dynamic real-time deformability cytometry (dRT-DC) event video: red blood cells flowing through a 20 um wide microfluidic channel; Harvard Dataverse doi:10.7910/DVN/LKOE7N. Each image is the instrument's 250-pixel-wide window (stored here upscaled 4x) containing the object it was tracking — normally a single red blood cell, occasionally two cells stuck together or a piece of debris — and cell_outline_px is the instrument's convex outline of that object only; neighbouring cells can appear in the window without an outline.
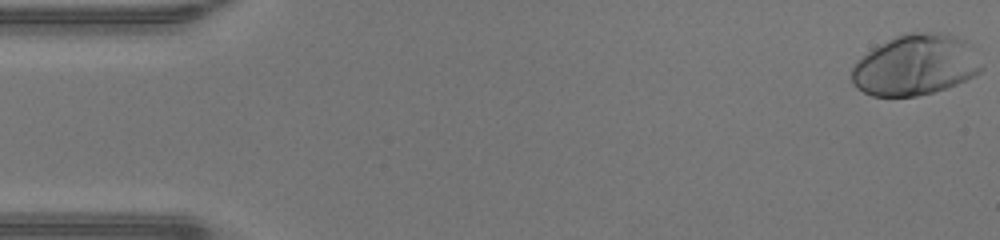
{"species": "human", "species_latin": "Homo sapiens", "temperature_condition": "warm", "stored_images_in_passage": 48, "camera_frame_rate_fps": 3000, "um_per_image_px": 0.085, "donor": {"sex": "male"}, "frame": {"image": 1, "passage_image": 1, "time_ms": 0.0, "image_size_px": [1000, 240], "cell_outline_px": [[984, 68], [980, 72], [956, 84], [932, 92], [916, 96], [872, 96], [856, 88], [852, 84], [852, 68], [856, 60], [872, 48], [896, 36], [908, 32], [948, 32], [968, 40], [972, 44]], "centroid_in_image_um": [77.83, 5.5], "position_along_channel_um": 7.2, "area_um2": 46.47}}
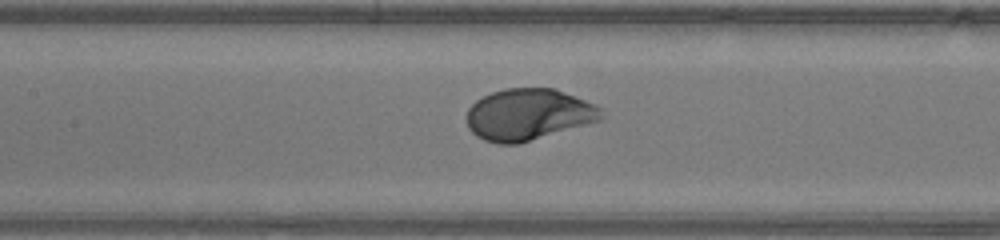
{"frame": {"image": 2, "passage_image": 22, "time_ms": 7.0, "image_size_px": [1000, 240], "cell_outline_px": [[604, 108], [600, 120], [516, 144], [500, 144], [484, 140], [476, 136], [468, 128], [468, 108], [476, 100], [492, 92], [504, 88], [556, 88], [596, 104]], "centroid_in_image_um": [44.92, 9.71], "position_along_channel_um": 162.5, "area_um2": 40.23}}
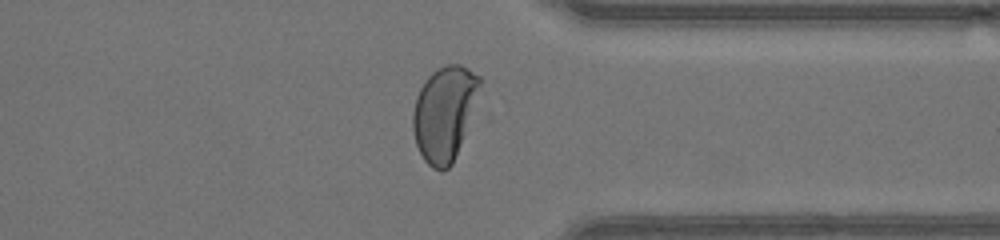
{"frame": {"image": 3, "passage_image": 37, "time_ms": 12.0, "image_size_px": [1000, 240], "cell_outline_px": [[484, 80], [452, 164], [448, 168], [432, 168], [424, 160], [416, 144], [412, 128], [412, 112], [416, 96], [424, 80], [432, 72], [448, 64], [460, 64], [468, 68], [480, 76]], "centroid_in_image_um": [37.76, 9.57], "position_along_channel_um": 373.6, "area_um2": 36.41}, "authors_computed_cell_mechanics": {"area_um2": 40.9513, "velocity_mm_per_s": 4.302, "shape_relaxation_time_tau1_ms": 2.2322, "shape_relaxation_time_tau2_ms": null, "deformation_change_tau1": 0.2, "deformation_change_tau2": null}}